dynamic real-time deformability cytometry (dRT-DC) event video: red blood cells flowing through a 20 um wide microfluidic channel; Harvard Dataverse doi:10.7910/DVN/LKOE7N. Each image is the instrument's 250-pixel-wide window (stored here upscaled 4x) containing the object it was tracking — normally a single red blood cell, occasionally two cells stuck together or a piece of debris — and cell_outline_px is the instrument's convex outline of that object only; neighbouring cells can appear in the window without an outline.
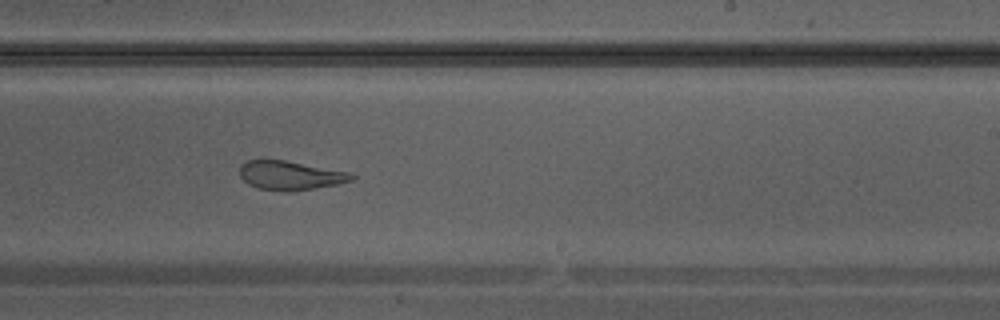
{"species": "Egyptian fruit bat (a non-hibernating species)", "species_latin": "Rousettus aegyptiacus", "temperature_condition": "warm", "stored_images_in_passage": 32, "camera_frame_rate_fps": 3000, "um_per_image_px": 0.085, "animal": {"sex": "male"}, "frame": {"image": 1, "passage_image": 19, "time_ms": 6.0, "image_size_px": [1000, 320], "cell_outline_px": [[356, 176], [352, 180], [336, 184], [312, 188], [256, 188], [248, 184], [240, 176], [240, 164], [248, 160], [260, 156], [284, 160], [352, 172]], "centroid_in_image_um": [24.62, 14.81], "position_along_channel_um": 264.4, "area_um2": 18.61}}